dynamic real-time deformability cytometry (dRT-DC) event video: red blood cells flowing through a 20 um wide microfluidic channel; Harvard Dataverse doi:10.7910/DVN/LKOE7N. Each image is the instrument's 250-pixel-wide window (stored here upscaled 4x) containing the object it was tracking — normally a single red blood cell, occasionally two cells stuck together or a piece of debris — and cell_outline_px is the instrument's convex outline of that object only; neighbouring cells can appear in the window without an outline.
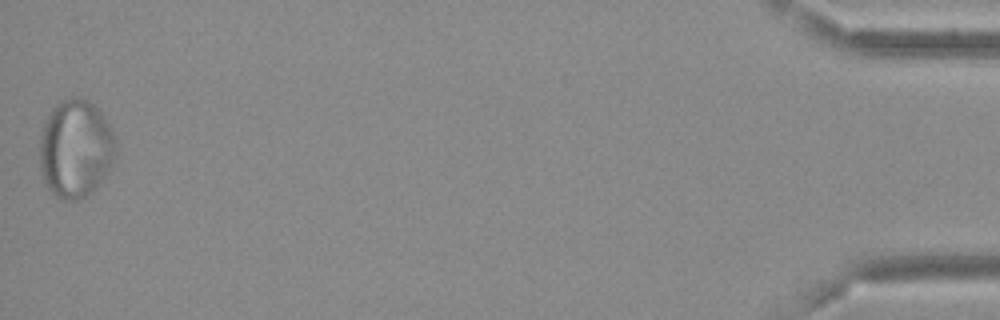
{"species": "Egyptian fruit bat (a non-hibernating species)", "species_latin": "Rousettus aegyptiacus", "temperature_condition": "cold", "stored_images_in_passage": 39, "camera_frame_rate_fps": 3000, "um_per_image_px": 0.085, "frame": {"image": 1, "passage_image": 39, "time_ms": 12.667, "image_size_px": [1000, 320], "cell_outline_px": [[116, 152], [112, 168], [88, 196], [76, 200], [64, 200], [56, 196], [48, 188], [44, 180], [40, 168], [40, 136], [44, 120], [52, 108], [56, 104], [72, 96], [80, 96], [92, 104], [104, 116], [112, 128], [116, 140]], "centroid_in_image_um": [6.44, 12.63], "position_along_channel_um": 428.8, "area_um2": 43.99}}